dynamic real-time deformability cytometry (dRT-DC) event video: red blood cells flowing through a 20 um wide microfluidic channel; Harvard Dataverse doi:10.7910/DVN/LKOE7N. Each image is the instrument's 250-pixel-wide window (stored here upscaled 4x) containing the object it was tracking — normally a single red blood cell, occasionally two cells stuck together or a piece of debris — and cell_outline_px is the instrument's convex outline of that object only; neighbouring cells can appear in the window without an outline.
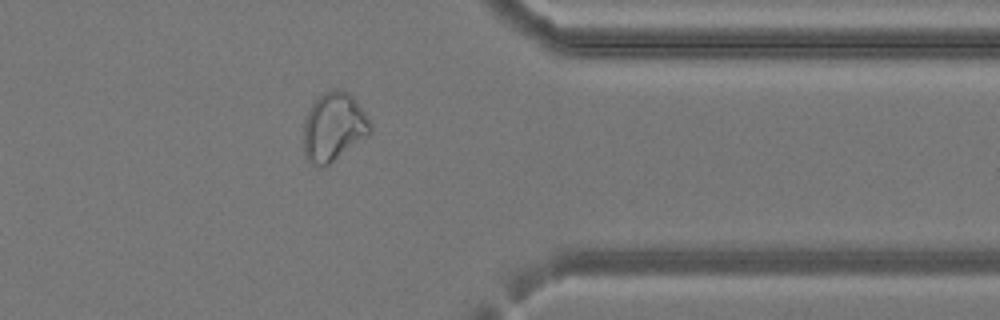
{"species": "common noctule bat (a hibernating species)", "species_latin": "Nyctalus noctula", "temperature_condition": "cold", "stored_images_in_passage": 24, "camera_frame_rate_fps": 3000, "um_per_image_px": 0.085, "animal": {"sex": "female", "body_mass_g": 24.6, "forearm_length_mm": 56.2}, "frame": {"image": 1, "passage_image": 21, "time_ms": 6.667, "image_size_px": [1000, 320], "cell_outline_px": [[372, 132], [328, 164], [312, 164], [304, 156], [304, 124], [308, 112], [312, 104], [324, 92], [332, 88], [344, 88], [352, 96], [364, 112], [372, 124]], "centroid_in_image_um": [28.37, 10.74], "position_along_channel_um": 383.0, "area_um2": 26.24}}